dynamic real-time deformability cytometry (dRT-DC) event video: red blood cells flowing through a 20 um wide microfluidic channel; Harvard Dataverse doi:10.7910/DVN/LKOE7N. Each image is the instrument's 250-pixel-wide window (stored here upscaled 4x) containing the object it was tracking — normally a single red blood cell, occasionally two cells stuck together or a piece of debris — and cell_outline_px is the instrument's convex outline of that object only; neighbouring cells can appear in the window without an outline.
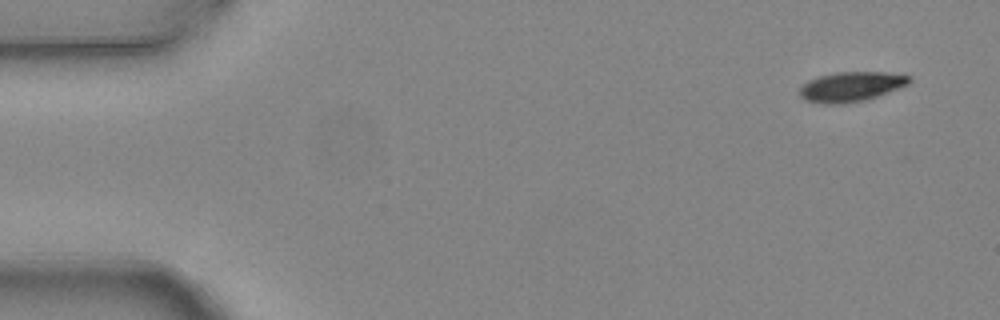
{"species": "common noctule bat (a hibernating species)", "species_latin": "Nyctalus noctula", "temperature_condition": "warm", "stored_images_in_passage": 4, "camera_frame_rate_fps": 3000, "um_per_image_px": 0.085, "animal": {"sex": "female", "body_mass_g": 24.6, "forearm_length_mm": 56.2}, "frame": {"image": 1, "passage_image": 1, "time_ms": 0.0, "image_size_px": [1000, 320], "cell_outline_px": [[912, 80], [908, 84], [876, 96], [864, 100], [840, 104], [824, 104], [804, 100], [800, 96], [800, 88], [808, 80], [820, 76], [836, 72], [884, 72], [912, 76]], "centroid_in_image_um": [72.32, 7.36], "position_along_channel_um": 12.7, "area_um2": 18.84}}
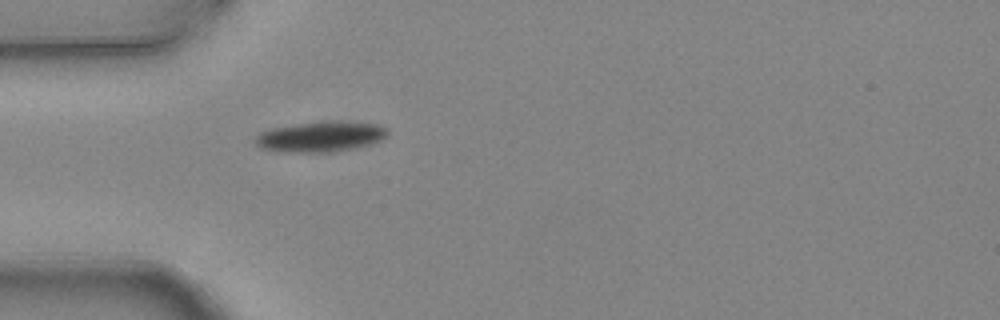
{"frame": {"image": 2, "passage_image": 4, "time_ms": 1.0, "image_size_px": [1000, 320], "cell_outline_px": [[388, 136], [380, 140], [368, 144], [352, 148], [328, 152], [280, 152], [260, 148], [256, 144], [256, 136], [260, 132], [272, 128], [296, 124], [376, 124], [388, 128]], "centroid_in_image_um": [27.17, 11.67], "position_along_channel_um": 57.8, "area_um2": 22.2}}